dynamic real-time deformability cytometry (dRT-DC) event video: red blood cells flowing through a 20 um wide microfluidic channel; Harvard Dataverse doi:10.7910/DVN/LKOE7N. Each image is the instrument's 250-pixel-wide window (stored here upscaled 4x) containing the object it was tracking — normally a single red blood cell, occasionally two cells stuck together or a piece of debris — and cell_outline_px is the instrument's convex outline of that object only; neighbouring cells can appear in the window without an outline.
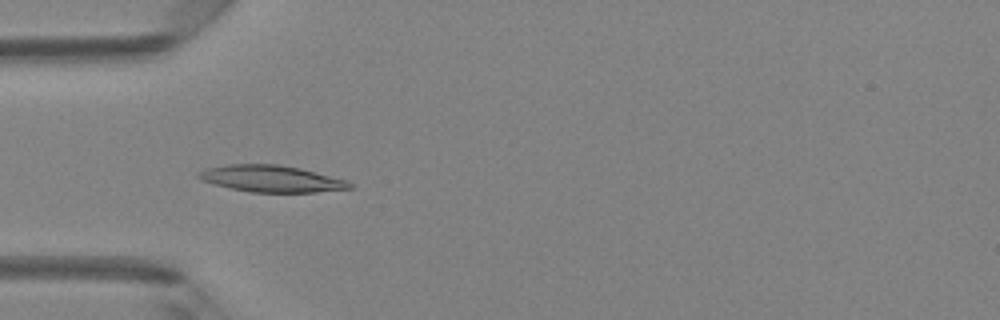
{"species": "Egyptian fruit bat (a non-hibernating species)", "species_latin": "Rousettus aegyptiacus", "temperature_condition": "room temperature", "stored_images_in_passage": 47, "camera_frame_rate_fps": 3000, "um_per_image_px": 0.085, "animal": {"sex": "female"}, "frame": {"image": 1, "passage_image": 14, "time_ms": 4.333, "image_size_px": [1000, 320], "cell_outline_px": [[352, 188], [316, 192], [252, 192], [232, 188], [200, 180], [196, 176], [196, 172], [204, 168], [224, 164], [280, 164], [300, 168], [348, 180], [352, 184]], "centroid_in_image_um": [23.03, 15.17], "position_along_channel_um": 62.0, "area_um2": 23.58}}
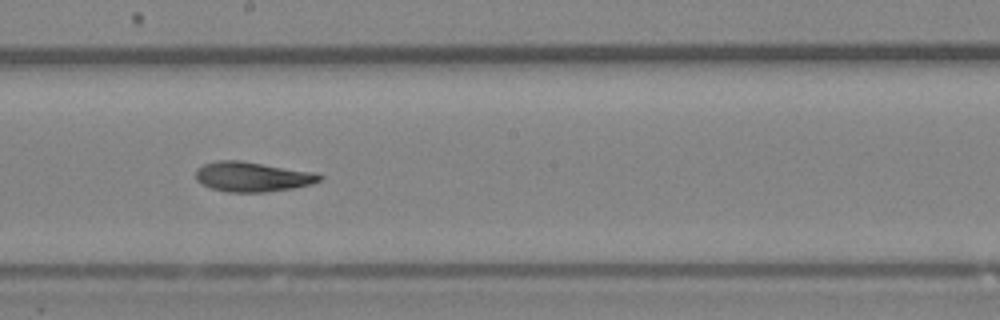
{"frame": {"image": 2, "passage_image": 26, "time_ms": 8.333, "image_size_px": [1000, 320], "cell_outline_px": [[324, 176], [320, 180], [312, 184], [292, 188], [264, 192], [228, 192], [212, 188], [200, 184], [196, 180], [196, 168], [204, 164], [216, 160], [240, 160], [316, 172]], "centroid_in_image_um": [21.44, 15.01], "position_along_channel_um": 226.8, "area_um2": 21.68}}
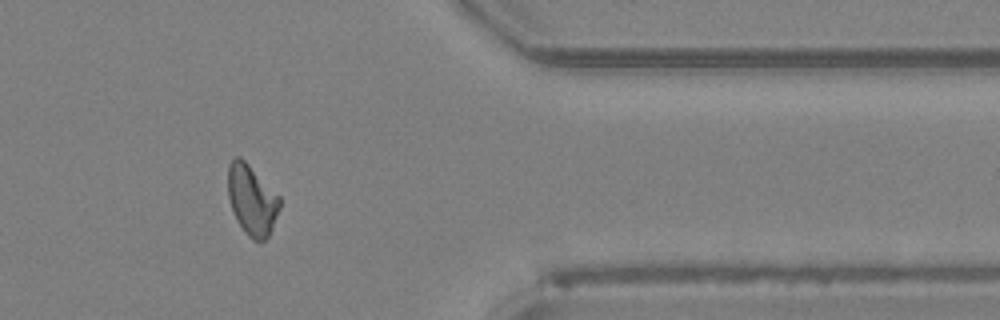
{"frame": {"image": 3, "passage_image": 39, "time_ms": 12.667, "image_size_px": [1000, 320], "cell_outline_px": [[280, 208], [272, 228], [268, 236], [264, 240], [252, 240], [244, 232], [236, 220], [228, 196], [228, 164], [236, 156], [240, 156], [280, 196]], "centroid_in_image_um": [21.4, 17.0], "position_along_channel_um": 390.0, "area_um2": 21.1}, "authors_computed_cell_mechanics": {"area_um2": 21.6172, "velocity_mm_per_s": 4.1931, "shape_relaxation_time_tau1_ms": 6.0323, "shape_relaxation_time_tau2_ms": 2.7812, "deformation_change_tau1": 0.1958, "deformation_change_tau2": 0.0953}}